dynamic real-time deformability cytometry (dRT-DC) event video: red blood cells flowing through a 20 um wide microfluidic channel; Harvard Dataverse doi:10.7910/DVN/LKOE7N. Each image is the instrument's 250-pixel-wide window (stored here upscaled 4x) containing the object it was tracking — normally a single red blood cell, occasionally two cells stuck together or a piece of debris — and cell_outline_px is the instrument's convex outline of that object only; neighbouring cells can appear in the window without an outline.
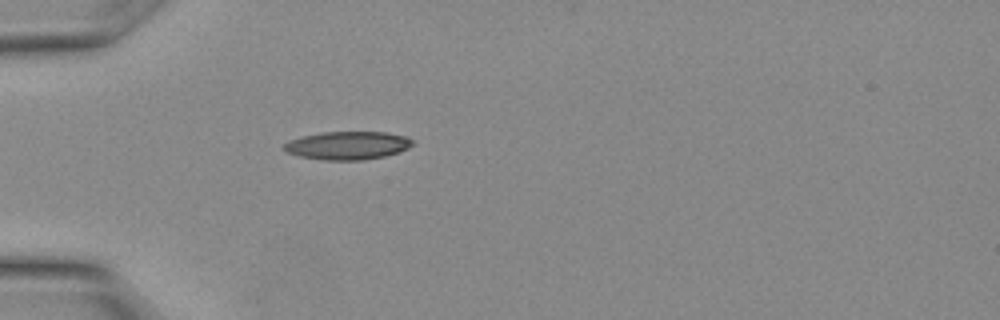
{"species": "Egyptian fruit bat (a non-hibernating species)", "species_latin": "Rousettus aegyptiacus", "temperature_condition": "warm", "stored_images_in_passage": 21, "camera_frame_rate_fps": 3000, "um_per_image_px": 0.085, "animal": {"sex": "female"}, "frame": {"image": 1, "passage_image": 1, "time_ms": 0.0, "image_size_px": [1000, 320], "cell_outline_px": [[416, 144], [400, 152], [384, 156], [364, 160], [324, 160], [300, 156], [288, 152], [284, 148], [284, 144], [288, 140], [300, 136], [320, 132], [388, 132], [404, 136], [412, 140]], "centroid_in_image_um": [29.56, 12.36], "position_along_channel_um": 55.4, "area_um2": 21.21}}
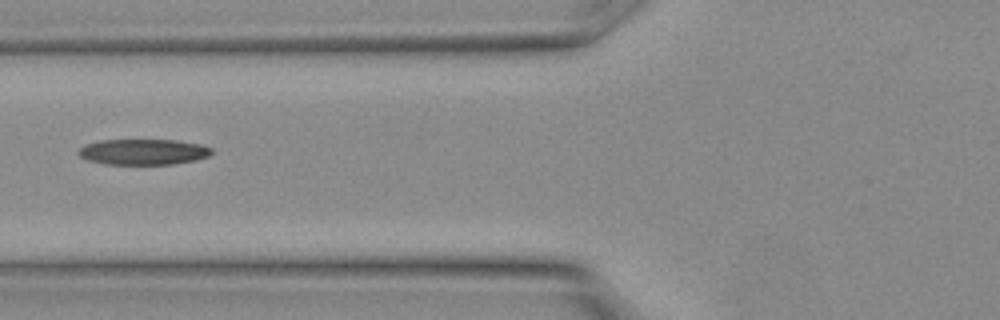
{"frame": {"image": 2, "passage_image": 4, "time_ms": 1.0, "image_size_px": [1000, 320], "cell_outline_px": [[212, 152], [208, 156], [196, 160], [172, 164], [104, 164], [88, 160], [80, 156], [76, 152], [84, 144], [100, 140], [176, 140], [204, 144], [212, 148]], "centroid_in_image_um": [12.18, 12.9], "position_along_channel_um": 113.6, "area_um2": 20.11}}